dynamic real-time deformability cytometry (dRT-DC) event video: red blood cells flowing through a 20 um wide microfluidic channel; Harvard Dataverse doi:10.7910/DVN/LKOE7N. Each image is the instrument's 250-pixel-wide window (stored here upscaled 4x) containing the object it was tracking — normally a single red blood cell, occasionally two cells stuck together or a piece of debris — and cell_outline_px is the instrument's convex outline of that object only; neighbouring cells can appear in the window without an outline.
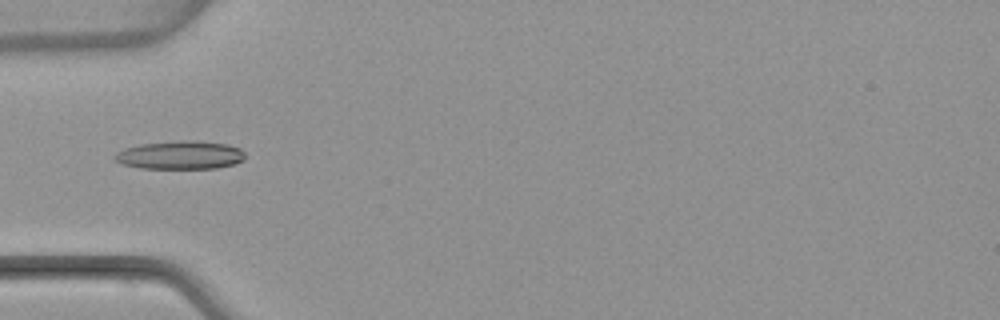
{"species": "common noctule bat (a hibernating species)", "species_latin": "Nyctalus noctula", "temperature_condition": "warm", "stored_images_in_passage": 5, "camera_frame_rate_fps": 3000, "um_per_image_px": 0.085, "animal": {"sex": "female", "body_mass_g": 22.7, "forearm_length_mm": 54.2}, "frame": {"image": 1, "passage_image": 4, "time_ms": 3.667, "image_size_px": [1000, 320], "cell_outline_px": [[244, 160], [236, 164], [216, 168], [140, 168], [120, 164], [112, 160], [112, 156], [116, 152], [124, 148], [140, 144], [180, 140], [196, 140], [228, 144], [240, 148], [244, 152]], "centroid_in_image_um": [15.29, 13.18], "position_along_channel_um": 69.7, "area_um2": 21.91}}
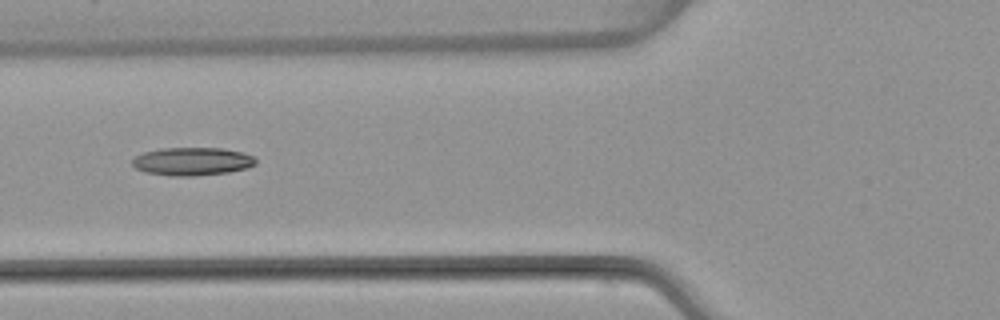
{"frame": {"image": 2, "passage_image": 5, "time_ms": 4.667, "image_size_px": [1000, 320], "cell_outline_px": [[256, 164], [248, 168], [228, 172], [196, 176], [168, 176], [144, 172], [136, 168], [132, 164], [132, 160], [136, 156], [144, 152], [160, 148], [224, 148], [244, 152], [252, 156], [256, 160]], "centroid_in_image_um": [16.34, 13.72], "position_along_channel_um": 109.5, "area_um2": 20.4}}